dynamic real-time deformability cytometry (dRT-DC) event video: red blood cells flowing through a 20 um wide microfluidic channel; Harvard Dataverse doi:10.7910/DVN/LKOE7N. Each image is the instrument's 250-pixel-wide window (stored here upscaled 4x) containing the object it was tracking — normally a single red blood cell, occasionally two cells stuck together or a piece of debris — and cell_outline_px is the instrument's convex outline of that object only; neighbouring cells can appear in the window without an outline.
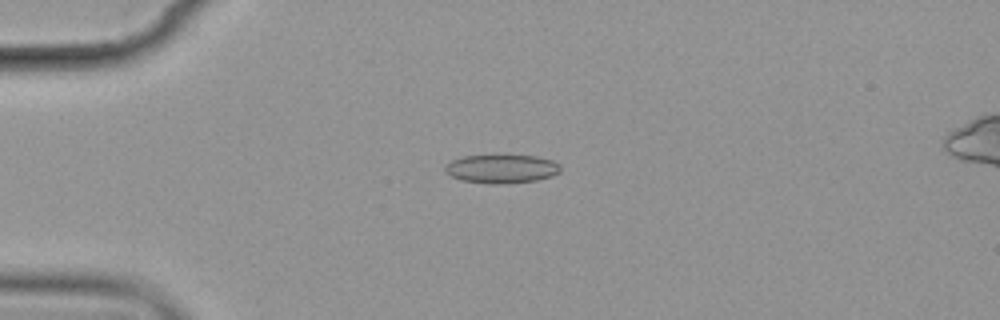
{"species": "common noctule bat (a hibernating species)", "species_latin": "Nyctalus noctula", "temperature_condition": "cold", "stored_images_in_passage": 4, "camera_frame_rate_fps": 3000, "um_per_image_px": 0.085, "animal": {"sex": "female", "body_mass_g": 19.9}, "frame": {"image": 1, "passage_image": 2, "time_ms": 2.0, "image_size_px": [1000, 320], "cell_outline_px": [[560, 172], [552, 176], [536, 180], [504, 184], [488, 184], [460, 180], [444, 172], [444, 168], [452, 160], [464, 156], [536, 156], [552, 160], [560, 164]], "centroid_in_image_um": [42.64, 14.36], "position_along_channel_um": 42.4, "area_um2": 19.19}}
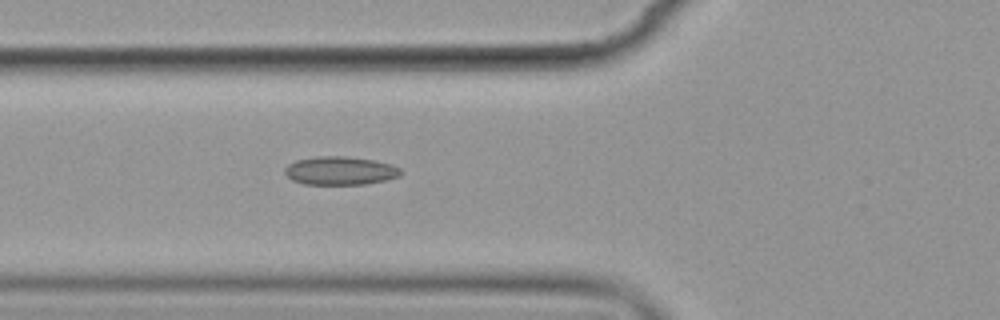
{"frame": {"image": 2, "passage_image": 4, "time_ms": 4.333, "image_size_px": [1000, 320], "cell_outline_px": [[404, 172], [400, 176], [384, 180], [364, 184], [304, 184], [292, 180], [284, 172], [284, 168], [288, 164], [296, 160], [316, 156], [348, 156], [376, 160], [392, 164], [400, 168]], "centroid_in_image_um": [28.93, 14.49], "position_along_channel_um": 96.9, "area_um2": 19.36}}